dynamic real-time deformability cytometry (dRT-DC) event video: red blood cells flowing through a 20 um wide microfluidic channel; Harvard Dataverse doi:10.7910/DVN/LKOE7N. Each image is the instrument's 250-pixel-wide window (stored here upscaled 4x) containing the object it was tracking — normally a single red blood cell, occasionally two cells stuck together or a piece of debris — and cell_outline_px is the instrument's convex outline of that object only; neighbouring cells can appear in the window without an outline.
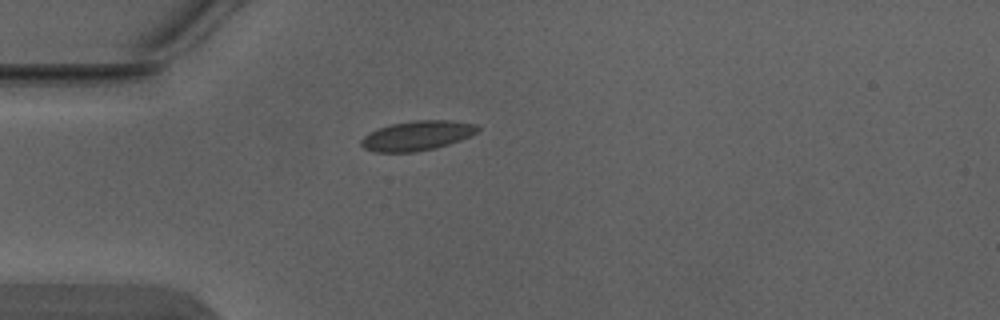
{"species": "Egyptian fruit bat (a non-hibernating species)", "species_latin": "Rousettus aegyptiacus", "temperature_condition": "warm", "stored_images_in_passage": 1, "camera_frame_rate_fps": 3000, "um_per_image_px": 0.085, "animal": {"sex": "male"}, "frame": {"image": 1, "passage_image": 1, "time_ms": 0.0, "image_size_px": [1000, 320], "cell_outline_px": [[480, 128], [476, 132], [460, 140], [436, 148], [416, 152], [376, 152], [364, 148], [360, 144], [360, 140], [364, 136], [376, 128], [392, 124], [416, 120], [452, 120], [476, 124]], "centroid_in_image_um": [35.43, 11.53], "position_along_channel_um": 49.6, "area_um2": 20.11}}